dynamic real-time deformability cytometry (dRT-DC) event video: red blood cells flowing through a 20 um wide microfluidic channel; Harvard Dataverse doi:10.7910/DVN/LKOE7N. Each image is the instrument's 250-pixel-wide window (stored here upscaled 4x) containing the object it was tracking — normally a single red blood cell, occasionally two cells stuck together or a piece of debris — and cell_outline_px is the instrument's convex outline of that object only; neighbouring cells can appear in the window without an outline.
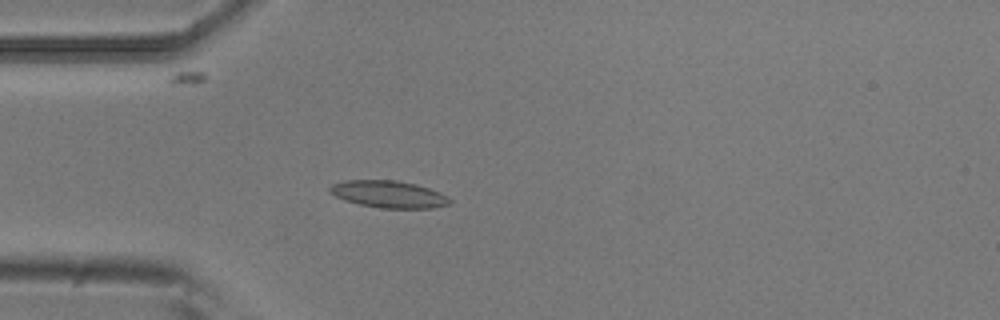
{"species": "common noctule bat (a hibernating species)", "species_latin": "Nyctalus noctula", "temperature_condition": "room temperature", "stored_images_in_passage": 4, "camera_frame_rate_fps": 3000, "um_per_image_px": 0.085, "animal": {"sex": "male", "body_mass_g": 20.5, "forearm_length_mm": 52.5}, "frame": {"image": 1, "passage_image": 4, "time_ms": 1.0, "image_size_px": [1000, 320], "cell_outline_px": [[452, 200], [448, 204], [432, 208], [380, 208], [360, 204], [344, 200], [328, 192], [328, 188], [332, 184], [344, 180], [396, 180], [416, 184], [440, 192], [448, 196]], "centroid_in_image_um": [33.02, 16.5], "position_along_channel_um": 52.0, "area_um2": 18.96}}